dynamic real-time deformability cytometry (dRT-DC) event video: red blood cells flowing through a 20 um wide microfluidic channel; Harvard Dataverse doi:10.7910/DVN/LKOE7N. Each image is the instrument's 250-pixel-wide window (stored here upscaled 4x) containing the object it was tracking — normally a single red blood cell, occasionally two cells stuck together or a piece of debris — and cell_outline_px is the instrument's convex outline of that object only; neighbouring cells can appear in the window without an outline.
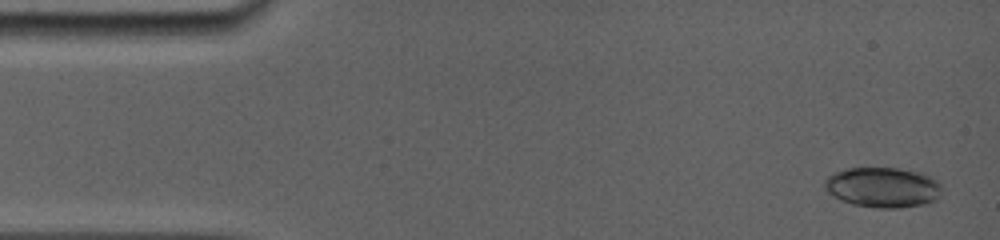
{"species": "common noctule bat (a hibernating species)", "species_latin": "Nyctalus noctula", "temperature_condition": "room temperature", "stored_images_in_passage": 6, "camera_frame_rate_fps": 5000, "um_per_image_px": 0.085, "animal": {"sex": "female", "body_mass_g": 19.0, "forearm_length_mm": 56.7}, "frame": {"image": 1, "passage_image": 1, "time_ms": 0.0, "image_size_px": [1000, 240], "cell_outline_px": [[944, 188], [936, 200], [924, 204], [900, 208], [876, 208], [852, 204], [840, 200], [828, 192], [824, 188], [824, 180], [832, 172], [848, 168], [900, 168], [924, 172], [932, 176]], "centroid_in_image_um": [75.06, 15.91], "position_along_channel_um": 9.9, "area_um2": 27.98}}
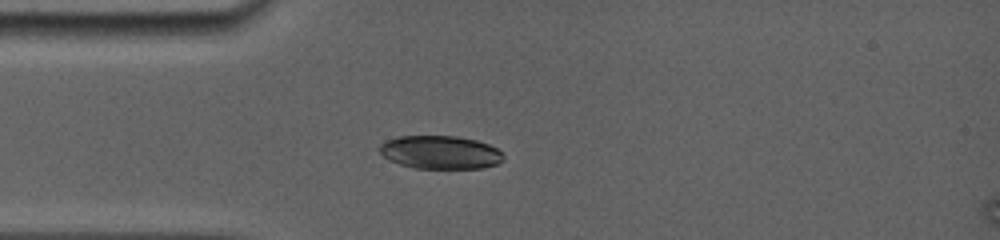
{"frame": {"image": 2, "passage_image": 4, "time_ms": 3.6, "image_size_px": [1000, 240], "cell_outline_px": [[504, 160], [496, 164], [480, 168], [412, 168], [388, 160], [376, 148], [384, 140], [400, 136], [456, 136], [476, 140], [488, 144], [504, 152]], "centroid_in_image_um": [37.4, 12.94], "position_along_channel_um": 47.6, "area_um2": 24.22}}
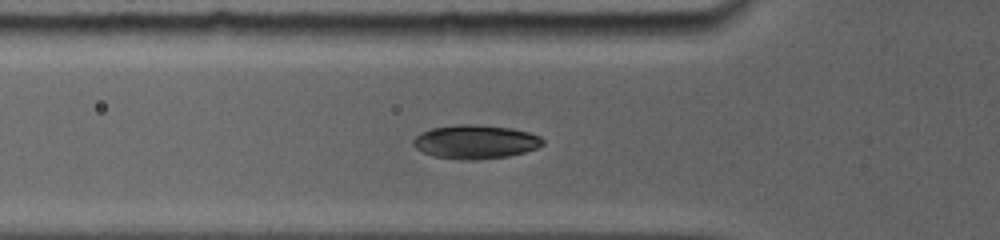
{"frame": {"image": 3, "passage_image": 6, "time_ms": 4.8, "image_size_px": [1000, 240], "cell_outline_px": [[544, 144], [536, 148], [524, 152], [508, 156], [480, 160], [460, 160], [432, 156], [416, 148], [412, 144], [412, 140], [420, 132], [432, 128], [456, 124], [472, 124], [512, 128], [528, 132], [540, 136], [544, 140]], "centroid_in_image_um": [40.39, 12.06], "position_along_channel_um": 85.4, "area_um2": 25.72}}